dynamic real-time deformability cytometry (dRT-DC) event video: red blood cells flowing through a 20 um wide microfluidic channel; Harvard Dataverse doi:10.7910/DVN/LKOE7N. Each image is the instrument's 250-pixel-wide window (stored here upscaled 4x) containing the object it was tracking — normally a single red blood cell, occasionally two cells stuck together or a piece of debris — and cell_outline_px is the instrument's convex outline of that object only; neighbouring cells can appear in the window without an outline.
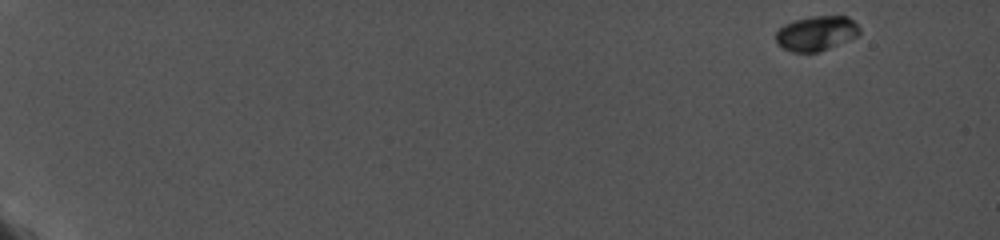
{"species": "common noctule bat (a hibernating species)", "species_latin": "Nyctalus noctula", "temperature_condition": "cold", "stored_images_in_passage": 18, "camera_frame_rate_fps": 5000, "um_per_image_px": 0.085, "animal": {"sex": "female", "body_mass_g": 19.0, "forearm_length_mm": 56.7}, "frame": {"image": 1, "passage_image": 1, "time_ms": 0.0, "image_size_px": [1000, 240], "cell_outline_px": [[860, 32], [856, 36], [848, 40], [828, 48], [816, 52], [792, 52], [784, 48], [776, 40], [776, 32], [784, 24], [796, 20], [812, 16], [848, 16], [860, 28]], "centroid_in_image_um": [69.39, 2.82], "position_along_channel_um": 15.6, "area_um2": 16.65}}
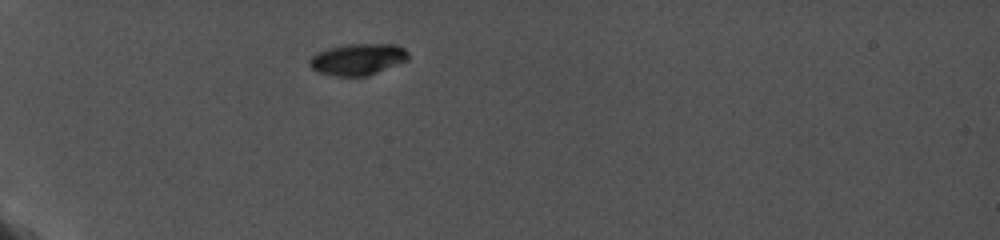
{"frame": {"image": 2, "passage_image": 13, "time_ms": 5.4, "image_size_px": [1000, 240], "cell_outline_px": [[408, 60], [368, 76], [336, 76], [320, 72], [312, 68], [312, 56], [328, 48], [344, 44], [396, 44], [404, 48], [408, 52]], "centroid_in_image_um": [30.48, 5.03], "position_along_channel_um": 54.5, "area_um2": 17.86}}